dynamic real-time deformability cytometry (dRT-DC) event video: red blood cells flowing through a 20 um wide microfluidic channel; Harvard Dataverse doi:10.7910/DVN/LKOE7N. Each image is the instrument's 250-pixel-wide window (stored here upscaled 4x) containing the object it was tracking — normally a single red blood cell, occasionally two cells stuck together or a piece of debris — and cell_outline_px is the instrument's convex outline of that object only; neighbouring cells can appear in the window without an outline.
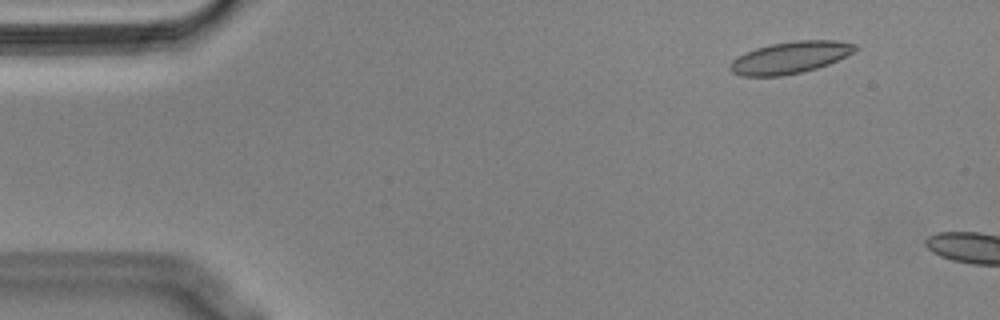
{"species": "Egyptian fruit bat (a non-hibernating species)", "species_latin": "Rousettus aegyptiacus", "temperature_condition": "cold", "stored_images_in_passage": 54, "camera_frame_rate_fps": 3000, "um_per_image_px": 0.085, "animal": {"sex": "male"}, "frame": {"image": 1, "passage_image": 6, "time_ms": 1.667, "image_size_px": [1000, 320], "cell_outline_px": [[860, 48], [828, 64], [816, 68], [784, 76], [740, 76], [732, 72], [728, 68], [732, 60], [756, 48], [772, 44], [796, 40], [836, 40], [856, 44]], "centroid_in_image_um": [67.16, 4.89], "position_along_channel_um": 17.8, "area_um2": 23.0}}
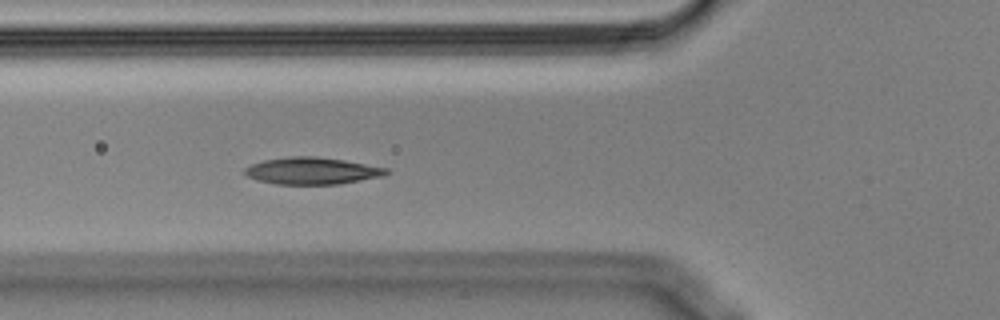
{"frame": {"image": 2, "passage_image": 18, "time_ms": 5.667, "image_size_px": [1000, 320], "cell_outline_px": [[392, 172], [384, 176], [336, 184], [276, 184], [256, 180], [248, 176], [244, 172], [244, 168], [252, 164], [264, 160], [292, 156], [312, 156], [344, 160], [388, 168]], "centroid_in_image_um": [26.54, 14.52], "position_along_channel_um": 99.3, "area_um2": 22.14}}
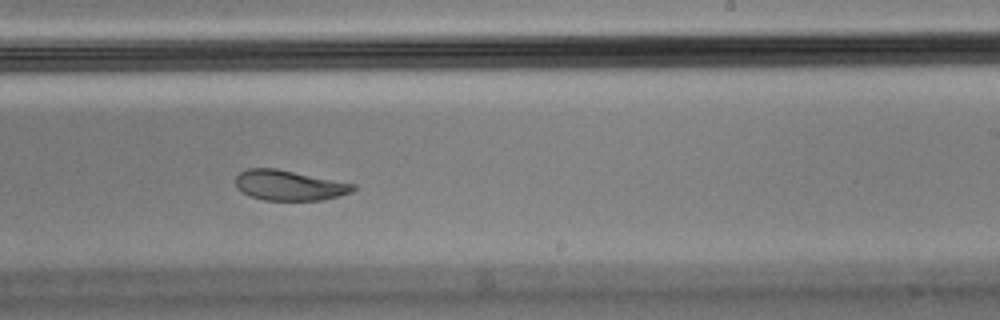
{"frame": {"image": 3, "passage_image": 32, "time_ms": 10.333, "image_size_px": [1000, 320], "cell_outline_px": [[356, 188], [352, 192], [340, 196], [324, 200], [264, 200], [248, 196], [240, 192], [236, 188], [236, 176], [240, 172], [248, 168], [276, 168], [356, 184]], "centroid_in_image_um": [24.57, 15.76], "position_along_channel_um": 264.4, "area_um2": 20.92}, "authors_computed_cell_mechanics": {"area_um2": 22.9755, "velocity_mm_per_s": 3.5394, "shape_relaxation_time_tau1_ms": null, "shape_relaxation_time_tau2_ms": 2.5934, "deformation_change_tau1": null, "deformation_change_tau2": 0.0637}}